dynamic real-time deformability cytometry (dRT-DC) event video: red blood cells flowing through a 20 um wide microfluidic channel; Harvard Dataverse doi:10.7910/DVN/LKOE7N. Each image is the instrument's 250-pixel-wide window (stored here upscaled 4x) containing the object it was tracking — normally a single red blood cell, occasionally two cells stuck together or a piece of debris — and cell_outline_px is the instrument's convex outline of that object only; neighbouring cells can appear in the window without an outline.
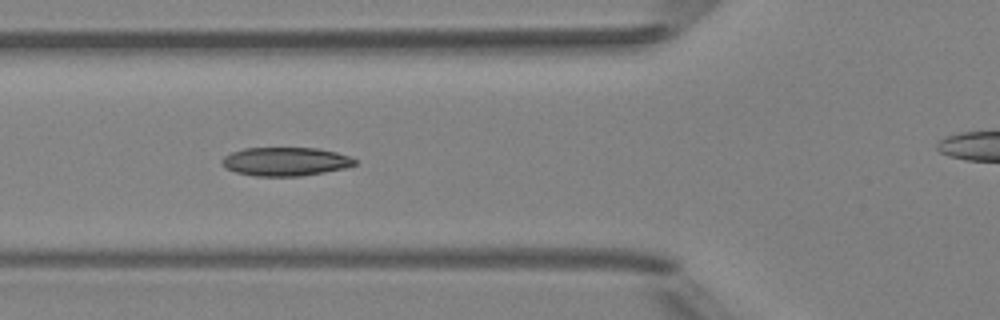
{"species": "Egyptian fruit bat (a non-hibernating species)", "species_latin": "Rousettus aegyptiacus", "temperature_condition": "room temperature", "stored_images_in_passage": 7, "camera_frame_rate_fps": 3000, "um_per_image_px": 0.085, "animal": {"sex": "female"}, "frame": {"image": 1, "passage_image": 5, "time_ms": 4.667, "image_size_px": [1000, 320], "cell_outline_px": [[356, 164], [344, 168], [324, 172], [300, 176], [256, 176], [236, 172], [224, 168], [220, 164], [220, 160], [224, 156], [232, 152], [244, 148], [316, 148], [336, 152], [352, 156], [356, 160]], "centroid_in_image_um": [24.24, 13.73], "position_along_channel_um": 101.6, "area_um2": 22.25}}
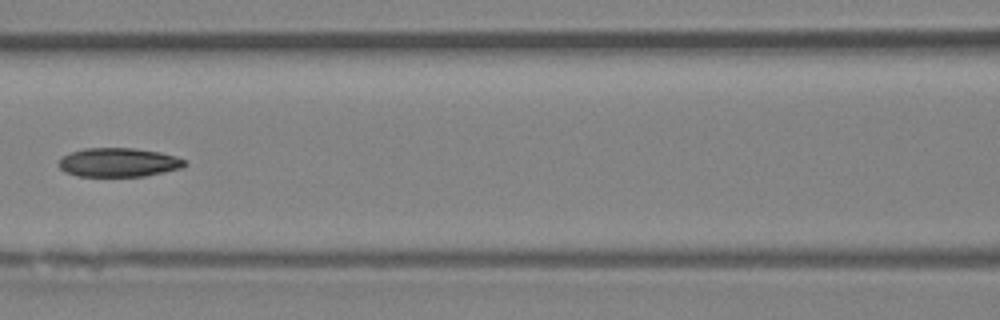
{"frame": {"image": 2, "passage_image": 6, "time_ms": 6.0, "image_size_px": [1000, 320], "cell_outline_px": [[188, 164], [184, 168], [144, 176], [76, 176], [64, 172], [60, 168], [60, 160], [64, 156], [72, 152], [84, 148], [132, 148], [160, 152], [176, 156], [184, 160]], "centroid_in_image_um": [10.12, 13.81], "position_along_channel_um": 156.5, "area_um2": 21.21}}